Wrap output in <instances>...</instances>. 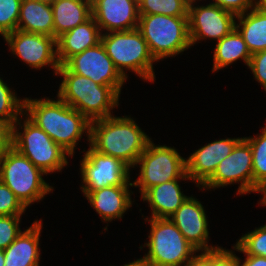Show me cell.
Returning <instances> with one entry per match:
<instances>
[{"instance_id": "6da1fadb", "label": "cell", "mask_w": 266, "mask_h": 266, "mask_svg": "<svg viewBox=\"0 0 266 266\" xmlns=\"http://www.w3.org/2000/svg\"><path fill=\"white\" fill-rule=\"evenodd\" d=\"M57 98V100L25 98L24 115L72 157L75 146L84 132L87 133V141H90L91 122L79 111Z\"/></svg>"}, {"instance_id": "7a4b0ae2", "label": "cell", "mask_w": 266, "mask_h": 266, "mask_svg": "<svg viewBox=\"0 0 266 266\" xmlns=\"http://www.w3.org/2000/svg\"><path fill=\"white\" fill-rule=\"evenodd\" d=\"M150 140L128 116L113 115L90 124V146L99 153L122 160L131 168H135V163Z\"/></svg>"}, {"instance_id": "3957f363", "label": "cell", "mask_w": 266, "mask_h": 266, "mask_svg": "<svg viewBox=\"0 0 266 266\" xmlns=\"http://www.w3.org/2000/svg\"><path fill=\"white\" fill-rule=\"evenodd\" d=\"M63 76L57 97L79 111L90 122L112 116L119 104L120 94L111 86L95 83L90 78L72 73L60 65L57 75Z\"/></svg>"}, {"instance_id": "277c9868", "label": "cell", "mask_w": 266, "mask_h": 266, "mask_svg": "<svg viewBox=\"0 0 266 266\" xmlns=\"http://www.w3.org/2000/svg\"><path fill=\"white\" fill-rule=\"evenodd\" d=\"M101 43L115 68L127 79L126 70H131L141 79L155 81L153 63L147 42L138 29L103 33Z\"/></svg>"}, {"instance_id": "5b68a950", "label": "cell", "mask_w": 266, "mask_h": 266, "mask_svg": "<svg viewBox=\"0 0 266 266\" xmlns=\"http://www.w3.org/2000/svg\"><path fill=\"white\" fill-rule=\"evenodd\" d=\"M137 29L156 61L176 56L191 47L188 17L140 15Z\"/></svg>"}, {"instance_id": "8992f818", "label": "cell", "mask_w": 266, "mask_h": 266, "mask_svg": "<svg viewBox=\"0 0 266 266\" xmlns=\"http://www.w3.org/2000/svg\"><path fill=\"white\" fill-rule=\"evenodd\" d=\"M42 175L46 174L12 146L0 158V181L26 208L53 191Z\"/></svg>"}, {"instance_id": "52a82bcc", "label": "cell", "mask_w": 266, "mask_h": 266, "mask_svg": "<svg viewBox=\"0 0 266 266\" xmlns=\"http://www.w3.org/2000/svg\"><path fill=\"white\" fill-rule=\"evenodd\" d=\"M21 125L19 118L12 127L11 146L27 157L37 168L45 174L61 171L68 164L67 156H70L60 145L32 122L27 116ZM16 125L23 128L19 132ZM23 126V127H22ZM67 154V156H66Z\"/></svg>"}, {"instance_id": "ba28073f", "label": "cell", "mask_w": 266, "mask_h": 266, "mask_svg": "<svg viewBox=\"0 0 266 266\" xmlns=\"http://www.w3.org/2000/svg\"><path fill=\"white\" fill-rule=\"evenodd\" d=\"M148 253L143 259L151 266H185L196 249L185 239L170 218H151Z\"/></svg>"}, {"instance_id": "9c48e42d", "label": "cell", "mask_w": 266, "mask_h": 266, "mask_svg": "<svg viewBox=\"0 0 266 266\" xmlns=\"http://www.w3.org/2000/svg\"><path fill=\"white\" fill-rule=\"evenodd\" d=\"M186 158L166 145H156L150 140L135 163L140 165V175L132 186L139 187L141 196L151 187L175 179L190 180L186 174Z\"/></svg>"}, {"instance_id": "30bf717a", "label": "cell", "mask_w": 266, "mask_h": 266, "mask_svg": "<svg viewBox=\"0 0 266 266\" xmlns=\"http://www.w3.org/2000/svg\"><path fill=\"white\" fill-rule=\"evenodd\" d=\"M89 147L80 162L83 193L109 186L132 185L129 180L130 167L127 164L116 157L97 152L90 145Z\"/></svg>"}, {"instance_id": "8fae6325", "label": "cell", "mask_w": 266, "mask_h": 266, "mask_svg": "<svg viewBox=\"0 0 266 266\" xmlns=\"http://www.w3.org/2000/svg\"><path fill=\"white\" fill-rule=\"evenodd\" d=\"M233 183H240L237 194L253 192L252 149L244 138L235 145L230 155L218 164L201 189H215Z\"/></svg>"}, {"instance_id": "7c38bea8", "label": "cell", "mask_w": 266, "mask_h": 266, "mask_svg": "<svg viewBox=\"0 0 266 266\" xmlns=\"http://www.w3.org/2000/svg\"><path fill=\"white\" fill-rule=\"evenodd\" d=\"M4 40L11 52L22 59L29 67L38 70L46 65H51L55 75H57L60 64L57 58L56 38L17 29L7 34Z\"/></svg>"}, {"instance_id": "4fadbf2b", "label": "cell", "mask_w": 266, "mask_h": 266, "mask_svg": "<svg viewBox=\"0 0 266 266\" xmlns=\"http://www.w3.org/2000/svg\"><path fill=\"white\" fill-rule=\"evenodd\" d=\"M195 1L190 0L188 11L191 46L206 38L219 41L236 28L237 16L233 13L211 3L206 6H194Z\"/></svg>"}, {"instance_id": "5bb4252c", "label": "cell", "mask_w": 266, "mask_h": 266, "mask_svg": "<svg viewBox=\"0 0 266 266\" xmlns=\"http://www.w3.org/2000/svg\"><path fill=\"white\" fill-rule=\"evenodd\" d=\"M64 65L72 73L90 78L99 85L113 87L119 94L126 80L115 68L101 42L74 55Z\"/></svg>"}, {"instance_id": "9a60e30c", "label": "cell", "mask_w": 266, "mask_h": 266, "mask_svg": "<svg viewBox=\"0 0 266 266\" xmlns=\"http://www.w3.org/2000/svg\"><path fill=\"white\" fill-rule=\"evenodd\" d=\"M206 217L201 202L188 196L169 218L197 252H208L220 247L208 246L209 231Z\"/></svg>"}, {"instance_id": "2e32d148", "label": "cell", "mask_w": 266, "mask_h": 266, "mask_svg": "<svg viewBox=\"0 0 266 266\" xmlns=\"http://www.w3.org/2000/svg\"><path fill=\"white\" fill-rule=\"evenodd\" d=\"M92 17L102 31H126L138 28L137 0H92Z\"/></svg>"}, {"instance_id": "e0dca14e", "label": "cell", "mask_w": 266, "mask_h": 266, "mask_svg": "<svg viewBox=\"0 0 266 266\" xmlns=\"http://www.w3.org/2000/svg\"><path fill=\"white\" fill-rule=\"evenodd\" d=\"M241 139L242 137L216 140L191 154L189 158L185 159L186 174L190 180L197 183V187L202 186Z\"/></svg>"}, {"instance_id": "ac0fdd59", "label": "cell", "mask_w": 266, "mask_h": 266, "mask_svg": "<svg viewBox=\"0 0 266 266\" xmlns=\"http://www.w3.org/2000/svg\"><path fill=\"white\" fill-rule=\"evenodd\" d=\"M102 33L93 17L74 29L62 33L56 39L59 64L64 65L74 55L100 43Z\"/></svg>"}, {"instance_id": "d6986e66", "label": "cell", "mask_w": 266, "mask_h": 266, "mask_svg": "<svg viewBox=\"0 0 266 266\" xmlns=\"http://www.w3.org/2000/svg\"><path fill=\"white\" fill-rule=\"evenodd\" d=\"M129 186L133 187L116 185L83 194L102 220L109 222L113 219H121L126 210L132 206Z\"/></svg>"}, {"instance_id": "ffe728a7", "label": "cell", "mask_w": 266, "mask_h": 266, "mask_svg": "<svg viewBox=\"0 0 266 266\" xmlns=\"http://www.w3.org/2000/svg\"><path fill=\"white\" fill-rule=\"evenodd\" d=\"M42 220L34 223L21 232L19 236L5 249V266H39V240Z\"/></svg>"}, {"instance_id": "44dd1931", "label": "cell", "mask_w": 266, "mask_h": 266, "mask_svg": "<svg viewBox=\"0 0 266 266\" xmlns=\"http://www.w3.org/2000/svg\"><path fill=\"white\" fill-rule=\"evenodd\" d=\"M178 180L155 185L142 195L143 201L152 209L151 218H169L188 198L181 191Z\"/></svg>"}, {"instance_id": "7402d4cb", "label": "cell", "mask_w": 266, "mask_h": 266, "mask_svg": "<svg viewBox=\"0 0 266 266\" xmlns=\"http://www.w3.org/2000/svg\"><path fill=\"white\" fill-rule=\"evenodd\" d=\"M51 7L56 39L92 17V0H56Z\"/></svg>"}, {"instance_id": "603a6c76", "label": "cell", "mask_w": 266, "mask_h": 266, "mask_svg": "<svg viewBox=\"0 0 266 266\" xmlns=\"http://www.w3.org/2000/svg\"><path fill=\"white\" fill-rule=\"evenodd\" d=\"M17 29L54 37V20L51 5L37 0H22Z\"/></svg>"}, {"instance_id": "cb8c5ba5", "label": "cell", "mask_w": 266, "mask_h": 266, "mask_svg": "<svg viewBox=\"0 0 266 266\" xmlns=\"http://www.w3.org/2000/svg\"><path fill=\"white\" fill-rule=\"evenodd\" d=\"M236 18L240 21L236 29L243 36L250 53L266 50V13L255 6Z\"/></svg>"}, {"instance_id": "d4e9b609", "label": "cell", "mask_w": 266, "mask_h": 266, "mask_svg": "<svg viewBox=\"0 0 266 266\" xmlns=\"http://www.w3.org/2000/svg\"><path fill=\"white\" fill-rule=\"evenodd\" d=\"M213 54V71L227 67L240 58L249 66L252 54L250 53L243 36L235 28L230 34L217 41Z\"/></svg>"}, {"instance_id": "484cf974", "label": "cell", "mask_w": 266, "mask_h": 266, "mask_svg": "<svg viewBox=\"0 0 266 266\" xmlns=\"http://www.w3.org/2000/svg\"><path fill=\"white\" fill-rule=\"evenodd\" d=\"M252 149L253 192L263 193L266 190V126L258 137H243Z\"/></svg>"}, {"instance_id": "4316f807", "label": "cell", "mask_w": 266, "mask_h": 266, "mask_svg": "<svg viewBox=\"0 0 266 266\" xmlns=\"http://www.w3.org/2000/svg\"><path fill=\"white\" fill-rule=\"evenodd\" d=\"M190 0H139V15L188 17Z\"/></svg>"}, {"instance_id": "83f0119b", "label": "cell", "mask_w": 266, "mask_h": 266, "mask_svg": "<svg viewBox=\"0 0 266 266\" xmlns=\"http://www.w3.org/2000/svg\"><path fill=\"white\" fill-rule=\"evenodd\" d=\"M21 115L24 116V99H18L0 77V122L13 127Z\"/></svg>"}, {"instance_id": "f1b7e54d", "label": "cell", "mask_w": 266, "mask_h": 266, "mask_svg": "<svg viewBox=\"0 0 266 266\" xmlns=\"http://www.w3.org/2000/svg\"><path fill=\"white\" fill-rule=\"evenodd\" d=\"M233 248L246 255L266 257V225L243 235Z\"/></svg>"}, {"instance_id": "f546056e", "label": "cell", "mask_w": 266, "mask_h": 266, "mask_svg": "<svg viewBox=\"0 0 266 266\" xmlns=\"http://www.w3.org/2000/svg\"><path fill=\"white\" fill-rule=\"evenodd\" d=\"M185 266H239V257L220 247L194 256Z\"/></svg>"}, {"instance_id": "4dcf8cb0", "label": "cell", "mask_w": 266, "mask_h": 266, "mask_svg": "<svg viewBox=\"0 0 266 266\" xmlns=\"http://www.w3.org/2000/svg\"><path fill=\"white\" fill-rule=\"evenodd\" d=\"M22 0H0V35L17 30Z\"/></svg>"}, {"instance_id": "1f68e13d", "label": "cell", "mask_w": 266, "mask_h": 266, "mask_svg": "<svg viewBox=\"0 0 266 266\" xmlns=\"http://www.w3.org/2000/svg\"><path fill=\"white\" fill-rule=\"evenodd\" d=\"M21 215L0 216V250H5L22 232Z\"/></svg>"}, {"instance_id": "d6a6232c", "label": "cell", "mask_w": 266, "mask_h": 266, "mask_svg": "<svg viewBox=\"0 0 266 266\" xmlns=\"http://www.w3.org/2000/svg\"><path fill=\"white\" fill-rule=\"evenodd\" d=\"M25 211L26 207L12 190L0 181V216L22 215Z\"/></svg>"}, {"instance_id": "836d02e7", "label": "cell", "mask_w": 266, "mask_h": 266, "mask_svg": "<svg viewBox=\"0 0 266 266\" xmlns=\"http://www.w3.org/2000/svg\"><path fill=\"white\" fill-rule=\"evenodd\" d=\"M248 67L266 91V50L252 54Z\"/></svg>"}, {"instance_id": "e575fe53", "label": "cell", "mask_w": 266, "mask_h": 266, "mask_svg": "<svg viewBox=\"0 0 266 266\" xmlns=\"http://www.w3.org/2000/svg\"><path fill=\"white\" fill-rule=\"evenodd\" d=\"M215 4L222 9L233 13L234 15L244 14L256 6V0H214Z\"/></svg>"}, {"instance_id": "d590c367", "label": "cell", "mask_w": 266, "mask_h": 266, "mask_svg": "<svg viewBox=\"0 0 266 266\" xmlns=\"http://www.w3.org/2000/svg\"><path fill=\"white\" fill-rule=\"evenodd\" d=\"M12 127L0 122V158L11 147Z\"/></svg>"}, {"instance_id": "8d00e7d4", "label": "cell", "mask_w": 266, "mask_h": 266, "mask_svg": "<svg viewBox=\"0 0 266 266\" xmlns=\"http://www.w3.org/2000/svg\"><path fill=\"white\" fill-rule=\"evenodd\" d=\"M239 258V266H266V257L246 255L245 261L241 264Z\"/></svg>"}, {"instance_id": "74e56055", "label": "cell", "mask_w": 266, "mask_h": 266, "mask_svg": "<svg viewBox=\"0 0 266 266\" xmlns=\"http://www.w3.org/2000/svg\"><path fill=\"white\" fill-rule=\"evenodd\" d=\"M123 266H151V265L148 264L143 258H140Z\"/></svg>"}, {"instance_id": "f35d334b", "label": "cell", "mask_w": 266, "mask_h": 266, "mask_svg": "<svg viewBox=\"0 0 266 266\" xmlns=\"http://www.w3.org/2000/svg\"><path fill=\"white\" fill-rule=\"evenodd\" d=\"M256 6L266 13V0H256Z\"/></svg>"}, {"instance_id": "ab89813d", "label": "cell", "mask_w": 266, "mask_h": 266, "mask_svg": "<svg viewBox=\"0 0 266 266\" xmlns=\"http://www.w3.org/2000/svg\"><path fill=\"white\" fill-rule=\"evenodd\" d=\"M0 266H5V256L3 250H0Z\"/></svg>"}, {"instance_id": "60d3db41", "label": "cell", "mask_w": 266, "mask_h": 266, "mask_svg": "<svg viewBox=\"0 0 266 266\" xmlns=\"http://www.w3.org/2000/svg\"><path fill=\"white\" fill-rule=\"evenodd\" d=\"M262 196L261 197V201H260V204L263 206L265 205L266 206V190L262 193Z\"/></svg>"}, {"instance_id": "b9f144b4", "label": "cell", "mask_w": 266, "mask_h": 266, "mask_svg": "<svg viewBox=\"0 0 266 266\" xmlns=\"http://www.w3.org/2000/svg\"><path fill=\"white\" fill-rule=\"evenodd\" d=\"M37 1H40V2H42V3H46V4L51 5V4H53L56 0H37Z\"/></svg>"}]
</instances>
